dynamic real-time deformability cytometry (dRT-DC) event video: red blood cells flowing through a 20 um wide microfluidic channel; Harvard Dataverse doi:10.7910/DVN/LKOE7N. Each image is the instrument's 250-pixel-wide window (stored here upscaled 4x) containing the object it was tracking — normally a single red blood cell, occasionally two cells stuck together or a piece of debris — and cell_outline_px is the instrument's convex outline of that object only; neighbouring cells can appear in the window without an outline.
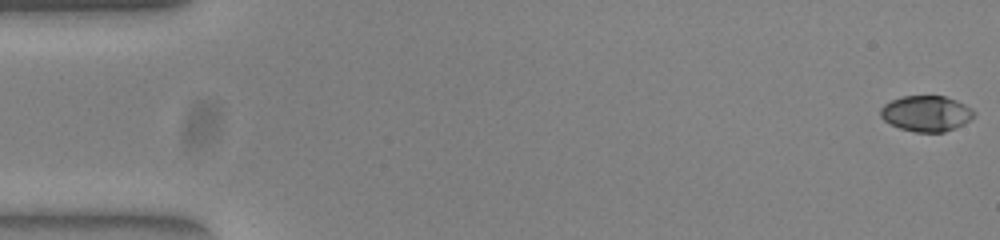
{"species": "common noctule bat (a hibernating species)", "species_latin": "Nyctalus noctula", "temperature_condition": "warm", "stored_images_in_passage": 14, "camera_frame_rate_fps": 3000, "um_per_image_px": 0.085, "animal": {"sex": "female", "body_mass_g": 23.0, "forearm_length_mm": 53.4}, "frame": {"image": 1, "passage_image": 1, "time_ms": 0.0, "image_size_px": [1000, 240], "cell_outline_px": [[976, 116], [944, 132], [916, 132], [900, 128], [884, 120], [880, 116], [880, 108], [884, 104], [892, 100], [904, 96], [944, 96], [956, 100], [972, 108], [976, 112]], "centroid_in_image_um": [78.73, 9.63], "position_along_channel_um": 6.3, "area_um2": 19.25}}